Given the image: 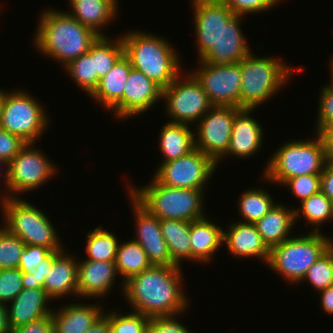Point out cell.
I'll return each instance as SVG.
<instances>
[{
	"mask_svg": "<svg viewBox=\"0 0 333 333\" xmlns=\"http://www.w3.org/2000/svg\"><path fill=\"white\" fill-rule=\"evenodd\" d=\"M281 186L289 188L299 203L320 192V174L302 175L287 179Z\"/></svg>",
	"mask_w": 333,
	"mask_h": 333,
	"instance_id": "42",
	"label": "cell"
},
{
	"mask_svg": "<svg viewBox=\"0 0 333 333\" xmlns=\"http://www.w3.org/2000/svg\"><path fill=\"white\" fill-rule=\"evenodd\" d=\"M115 266L118 276L121 277V293L124 290V282L130 277L141 273L150 268L152 263L149 261L146 252L140 244L133 240L119 242L115 258Z\"/></svg>",
	"mask_w": 333,
	"mask_h": 333,
	"instance_id": "30",
	"label": "cell"
},
{
	"mask_svg": "<svg viewBox=\"0 0 333 333\" xmlns=\"http://www.w3.org/2000/svg\"><path fill=\"white\" fill-rule=\"evenodd\" d=\"M47 273V257L36 267L31 269L30 273L26 276L27 284L36 287L43 288L45 283V277Z\"/></svg>",
	"mask_w": 333,
	"mask_h": 333,
	"instance_id": "48",
	"label": "cell"
},
{
	"mask_svg": "<svg viewBox=\"0 0 333 333\" xmlns=\"http://www.w3.org/2000/svg\"><path fill=\"white\" fill-rule=\"evenodd\" d=\"M132 69L129 59L123 55L109 73L99 80L90 94L91 99L99 103L106 111L114 113L116 119L123 121V92Z\"/></svg>",
	"mask_w": 333,
	"mask_h": 333,
	"instance_id": "23",
	"label": "cell"
},
{
	"mask_svg": "<svg viewBox=\"0 0 333 333\" xmlns=\"http://www.w3.org/2000/svg\"><path fill=\"white\" fill-rule=\"evenodd\" d=\"M26 244L0 226V269L18 268Z\"/></svg>",
	"mask_w": 333,
	"mask_h": 333,
	"instance_id": "39",
	"label": "cell"
},
{
	"mask_svg": "<svg viewBox=\"0 0 333 333\" xmlns=\"http://www.w3.org/2000/svg\"><path fill=\"white\" fill-rule=\"evenodd\" d=\"M323 86L319 92L314 132L326 137L333 130V86L330 83Z\"/></svg>",
	"mask_w": 333,
	"mask_h": 333,
	"instance_id": "40",
	"label": "cell"
},
{
	"mask_svg": "<svg viewBox=\"0 0 333 333\" xmlns=\"http://www.w3.org/2000/svg\"><path fill=\"white\" fill-rule=\"evenodd\" d=\"M305 280L315 292L333 284V251L330 248L308 269L300 284Z\"/></svg>",
	"mask_w": 333,
	"mask_h": 333,
	"instance_id": "37",
	"label": "cell"
},
{
	"mask_svg": "<svg viewBox=\"0 0 333 333\" xmlns=\"http://www.w3.org/2000/svg\"><path fill=\"white\" fill-rule=\"evenodd\" d=\"M320 191L333 202V168L328 163L320 174Z\"/></svg>",
	"mask_w": 333,
	"mask_h": 333,
	"instance_id": "49",
	"label": "cell"
},
{
	"mask_svg": "<svg viewBox=\"0 0 333 333\" xmlns=\"http://www.w3.org/2000/svg\"><path fill=\"white\" fill-rule=\"evenodd\" d=\"M190 73L202 85L212 105L240 108L242 69L237 63L213 64L197 62Z\"/></svg>",
	"mask_w": 333,
	"mask_h": 333,
	"instance_id": "13",
	"label": "cell"
},
{
	"mask_svg": "<svg viewBox=\"0 0 333 333\" xmlns=\"http://www.w3.org/2000/svg\"><path fill=\"white\" fill-rule=\"evenodd\" d=\"M237 15L258 14L279 5L282 0H219Z\"/></svg>",
	"mask_w": 333,
	"mask_h": 333,
	"instance_id": "43",
	"label": "cell"
},
{
	"mask_svg": "<svg viewBox=\"0 0 333 333\" xmlns=\"http://www.w3.org/2000/svg\"><path fill=\"white\" fill-rule=\"evenodd\" d=\"M199 59L218 40L219 30L235 14L219 0H190Z\"/></svg>",
	"mask_w": 333,
	"mask_h": 333,
	"instance_id": "16",
	"label": "cell"
},
{
	"mask_svg": "<svg viewBox=\"0 0 333 333\" xmlns=\"http://www.w3.org/2000/svg\"><path fill=\"white\" fill-rule=\"evenodd\" d=\"M93 229L85 237L87 239L85 260L115 261L119 245L116 234L102 228V225Z\"/></svg>",
	"mask_w": 333,
	"mask_h": 333,
	"instance_id": "35",
	"label": "cell"
},
{
	"mask_svg": "<svg viewBox=\"0 0 333 333\" xmlns=\"http://www.w3.org/2000/svg\"><path fill=\"white\" fill-rule=\"evenodd\" d=\"M323 313L333 316V284L318 292Z\"/></svg>",
	"mask_w": 333,
	"mask_h": 333,
	"instance_id": "50",
	"label": "cell"
},
{
	"mask_svg": "<svg viewBox=\"0 0 333 333\" xmlns=\"http://www.w3.org/2000/svg\"><path fill=\"white\" fill-rule=\"evenodd\" d=\"M71 16L99 36H107L105 28L115 21L118 15L119 0H68ZM112 22V23H111ZM105 27V28H103Z\"/></svg>",
	"mask_w": 333,
	"mask_h": 333,
	"instance_id": "26",
	"label": "cell"
},
{
	"mask_svg": "<svg viewBox=\"0 0 333 333\" xmlns=\"http://www.w3.org/2000/svg\"><path fill=\"white\" fill-rule=\"evenodd\" d=\"M160 226L171 259L178 266H182L186 260L191 262L190 222L163 219L160 220Z\"/></svg>",
	"mask_w": 333,
	"mask_h": 333,
	"instance_id": "31",
	"label": "cell"
},
{
	"mask_svg": "<svg viewBox=\"0 0 333 333\" xmlns=\"http://www.w3.org/2000/svg\"><path fill=\"white\" fill-rule=\"evenodd\" d=\"M64 69L72 82L88 96L99 83L100 79L95 72L94 59L89 52L71 61Z\"/></svg>",
	"mask_w": 333,
	"mask_h": 333,
	"instance_id": "36",
	"label": "cell"
},
{
	"mask_svg": "<svg viewBox=\"0 0 333 333\" xmlns=\"http://www.w3.org/2000/svg\"><path fill=\"white\" fill-rule=\"evenodd\" d=\"M80 302V303H78ZM101 303L92 302L85 304L80 300L71 304L61 305L58 310L53 308L54 333H86L107 309ZM105 309V310H104ZM55 310V311H54Z\"/></svg>",
	"mask_w": 333,
	"mask_h": 333,
	"instance_id": "25",
	"label": "cell"
},
{
	"mask_svg": "<svg viewBox=\"0 0 333 333\" xmlns=\"http://www.w3.org/2000/svg\"><path fill=\"white\" fill-rule=\"evenodd\" d=\"M0 333H11L8 324V309L6 304L0 303Z\"/></svg>",
	"mask_w": 333,
	"mask_h": 333,
	"instance_id": "52",
	"label": "cell"
},
{
	"mask_svg": "<svg viewBox=\"0 0 333 333\" xmlns=\"http://www.w3.org/2000/svg\"><path fill=\"white\" fill-rule=\"evenodd\" d=\"M216 170L217 163L195 148L185 156L159 164L153 177L164 186L206 190Z\"/></svg>",
	"mask_w": 333,
	"mask_h": 333,
	"instance_id": "12",
	"label": "cell"
},
{
	"mask_svg": "<svg viewBox=\"0 0 333 333\" xmlns=\"http://www.w3.org/2000/svg\"><path fill=\"white\" fill-rule=\"evenodd\" d=\"M2 166H4V167H2ZM7 166H8V164H6L3 160H1L0 159V167H2V168H0L1 170H0V179L1 180H3V181H1L2 182V186H4L5 188L1 191L3 194H0V196H1V200L2 199H4V198H6V186H7ZM3 170V171H2ZM2 173H3V175H2ZM0 182V183H1Z\"/></svg>",
	"mask_w": 333,
	"mask_h": 333,
	"instance_id": "53",
	"label": "cell"
},
{
	"mask_svg": "<svg viewBox=\"0 0 333 333\" xmlns=\"http://www.w3.org/2000/svg\"><path fill=\"white\" fill-rule=\"evenodd\" d=\"M40 14L32 45L39 53L62 63L61 68L87 53L99 37L66 10L49 7Z\"/></svg>",
	"mask_w": 333,
	"mask_h": 333,
	"instance_id": "2",
	"label": "cell"
},
{
	"mask_svg": "<svg viewBox=\"0 0 333 333\" xmlns=\"http://www.w3.org/2000/svg\"><path fill=\"white\" fill-rule=\"evenodd\" d=\"M256 109L241 108L234 115V122L232 125V134L226 154L217 162V166L228 155L231 158H250L254 154H257L264 144L263 127L259 120L255 119L252 115ZM260 149V150H259Z\"/></svg>",
	"mask_w": 333,
	"mask_h": 333,
	"instance_id": "20",
	"label": "cell"
},
{
	"mask_svg": "<svg viewBox=\"0 0 333 333\" xmlns=\"http://www.w3.org/2000/svg\"><path fill=\"white\" fill-rule=\"evenodd\" d=\"M116 277H118V273L115 261L80 259L77 261L78 299H96L97 301L106 298L113 291L116 279H119Z\"/></svg>",
	"mask_w": 333,
	"mask_h": 333,
	"instance_id": "19",
	"label": "cell"
},
{
	"mask_svg": "<svg viewBox=\"0 0 333 333\" xmlns=\"http://www.w3.org/2000/svg\"><path fill=\"white\" fill-rule=\"evenodd\" d=\"M224 230L223 244L229 254L235 258H255L264 261L265 265L270 258V249L263 242L254 223H244L236 220L227 224Z\"/></svg>",
	"mask_w": 333,
	"mask_h": 333,
	"instance_id": "21",
	"label": "cell"
},
{
	"mask_svg": "<svg viewBox=\"0 0 333 333\" xmlns=\"http://www.w3.org/2000/svg\"><path fill=\"white\" fill-rule=\"evenodd\" d=\"M245 16L234 14L219 30L218 40L199 59L198 62L227 64L240 62L252 50L246 34L241 29Z\"/></svg>",
	"mask_w": 333,
	"mask_h": 333,
	"instance_id": "17",
	"label": "cell"
},
{
	"mask_svg": "<svg viewBox=\"0 0 333 333\" xmlns=\"http://www.w3.org/2000/svg\"><path fill=\"white\" fill-rule=\"evenodd\" d=\"M328 151H333V130L325 137Z\"/></svg>",
	"mask_w": 333,
	"mask_h": 333,
	"instance_id": "54",
	"label": "cell"
},
{
	"mask_svg": "<svg viewBox=\"0 0 333 333\" xmlns=\"http://www.w3.org/2000/svg\"><path fill=\"white\" fill-rule=\"evenodd\" d=\"M11 333H54L52 315L19 326L11 330Z\"/></svg>",
	"mask_w": 333,
	"mask_h": 333,
	"instance_id": "47",
	"label": "cell"
},
{
	"mask_svg": "<svg viewBox=\"0 0 333 333\" xmlns=\"http://www.w3.org/2000/svg\"><path fill=\"white\" fill-rule=\"evenodd\" d=\"M35 144L27 143L8 163L6 197H20V194L36 191L56 176L57 166Z\"/></svg>",
	"mask_w": 333,
	"mask_h": 333,
	"instance_id": "11",
	"label": "cell"
},
{
	"mask_svg": "<svg viewBox=\"0 0 333 333\" xmlns=\"http://www.w3.org/2000/svg\"><path fill=\"white\" fill-rule=\"evenodd\" d=\"M120 36L124 55L132 68L142 72L162 89L169 86L185 69L181 67V55L167 38L140 29L123 35L120 33Z\"/></svg>",
	"mask_w": 333,
	"mask_h": 333,
	"instance_id": "3",
	"label": "cell"
},
{
	"mask_svg": "<svg viewBox=\"0 0 333 333\" xmlns=\"http://www.w3.org/2000/svg\"><path fill=\"white\" fill-rule=\"evenodd\" d=\"M162 90L142 72L132 68L123 92V120L153 109L156 102L162 101Z\"/></svg>",
	"mask_w": 333,
	"mask_h": 333,
	"instance_id": "22",
	"label": "cell"
},
{
	"mask_svg": "<svg viewBox=\"0 0 333 333\" xmlns=\"http://www.w3.org/2000/svg\"><path fill=\"white\" fill-rule=\"evenodd\" d=\"M331 62H329V71H330V84L333 86V56H332V59L330 60Z\"/></svg>",
	"mask_w": 333,
	"mask_h": 333,
	"instance_id": "56",
	"label": "cell"
},
{
	"mask_svg": "<svg viewBox=\"0 0 333 333\" xmlns=\"http://www.w3.org/2000/svg\"><path fill=\"white\" fill-rule=\"evenodd\" d=\"M116 36L113 38L99 36L88 51L92 59H94L95 72H97L99 79L109 73L124 55V45L121 36L120 34Z\"/></svg>",
	"mask_w": 333,
	"mask_h": 333,
	"instance_id": "34",
	"label": "cell"
},
{
	"mask_svg": "<svg viewBox=\"0 0 333 333\" xmlns=\"http://www.w3.org/2000/svg\"><path fill=\"white\" fill-rule=\"evenodd\" d=\"M314 136L307 140L283 142L269 156L265 169H262V181L281 186L293 177L321 174L327 164V142L319 133Z\"/></svg>",
	"mask_w": 333,
	"mask_h": 333,
	"instance_id": "4",
	"label": "cell"
},
{
	"mask_svg": "<svg viewBox=\"0 0 333 333\" xmlns=\"http://www.w3.org/2000/svg\"><path fill=\"white\" fill-rule=\"evenodd\" d=\"M27 285V278L19 269H0V303L9 304Z\"/></svg>",
	"mask_w": 333,
	"mask_h": 333,
	"instance_id": "41",
	"label": "cell"
},
{
	"mask_svg": "<svg viewBox=\"0 0 333 333\" xmlns=\"http://www.w3.org/2000/svg\"><path fill=\"white\" fill-rule=\"evenodd\" d=\"M158 137V149L163 154L161 163L178 159L195 149V128L187 124L167 121Z\"/></svg>",
	"mask_w": 333,
	"mask_h": 333,
	"instance_id": "29",
	"label": "cell"
},
{
	"mask_svg": "<svg viewBox=\"0 0 333 333\" xmlns=\"http://www.w3.org/2000/svg\"><path fill=\"white\" fill-rule=\"evenodd\" d=\"M329 248L333 251V239L331 237L329 239Z\"/></svg>",
	"mask_w": 333,
	"mask_h": 333,
	"instance_id": "58",
	"label": "cell"
},
{
	"mask_svg": "<svg viewBox=\"0 0 333 333\" xmlns=\"http://www.w3.org/2000/svg\"><path fill=\"white\" fill-rule=\"evenodd\" d=\"M26 200L21 197L0 200L1 225L26 245L44 246L51 251L65 250L50 217Z\"/></svg>",
	"mask_w": 333,
	"mask_h": 333,
	"instance_id": "7",
	"label": "cell"
},
{
	"mask_svg": "<svg viewBox=\"0 0 333 333\" xmlns=\"http://www.w3.org/2000/svg\"><path fill=\"white\" fill-rule=\"evenodd\" d=\"M287 207L283 203H276L267 214L254 223L269 249L281 244L293 234V227L295 229L296 226L294 207Z\"/></svg>",
	"mask_w": 333,
	"mask_h": 333,
	"instance_id": "28",
	"label": "cell"
},
{
	"mask_svg": "<svg viewBox=\"0 0 333 333\" xmlns=\"http://www.w3.org/2000/svg\"><path fill=\"white\" fill-rule=\"evenodd\" d=\"M27 144L21 137L0 128V159L10 163Z\"/></svg>",
	"mask_w": 333,
	"mask_h": 333,
	"instance_id": "45",
	"label": "cell"
},
{
	"mask_svg": "<svg viewBox=\"0 0 333 333\" xmlns=\"http://www.w3.org/2000/svg\"><path fill=\"white\" fill-rule=\"evenodd\" d=\"M75 256L77 255H71L67 249L52 251L47 256V273L43 289L53 301L61 300V298H67L68 296L71 298V295L78 297V258Z\"/></svg>",
	"mask_w": 333,
	"mask_h": 333,
	"instance_id": "18",
	"label": "cell"
},
{
	"mask_svg": "<svg viewBox=\"0 0 333 333\" xmlns=\"http://www.w3.org/2000/svg\"><path fill=\"white\" fill-rule=\"evenodd\" d=\"M240 109L213 105L194 126L195 148L217 163L228 151L234 115Z\"/></svg>",
	"mask_w": 333,
	"mask_h": 333,
	"instance_id": "14",
	"label": "cell"
},
{
	"mask_svg": "<svg viewBox=\"0 0 333 333\" xmlns=\"http://www.w3.org/2000/svg\"><path fill=\"white\" fill-rule=\"evenodd\" d=\"M7 91L8 90L5 91L4 89L0 88V115L2 113L3 104H4V100H5Z\"/></svg>",
	"mask_w": 333,
	"mask_h": 333,
	"instance_id": "55",
	"label": "cell"
},
{
	"mask_svg": "<svg viewBox=\"0 0 333 333\" xmlns=\"http://www.w3.org/2000/svg\"><path fill=\"white\" fill-rule=\"evenodd\" d=\"M188 70L162 90V100L168 121L195 126L213 105L202 85Z\"/></svg>",
	"mask_w": 333,
	"mask_h": 333,
	"instance_id": "10",
	"label": "cell"
},
{
	"mask_svg": "<svg viewBox=\"0 0 333 333\" xmlns=\"http://www.w3.org/2000/svg\"><path fill=\"white\" fill-rule=\"evenodd\" d=\"M39 101L21 87L7 91L0 115V128L27 143H37L52 122Z\"/></svg>",
	"mask_w": 333,
	"mask_h": 333,
	"instance_id": "9",
	"label": "cell"
},
{
	"mask_svg": "<svg viewBox=\"0 0 333 333\" xmlns=\"http://www.w3.org/2000/svg\"><path fill=\"white\" fill-rule=\"evenodd\" d=\"M183 266L152 265L124 282V300L130 310L147 317L173 315L188 310Z\"/></svg>",
	"mask_w": 333,
	"mask_h": 333,
	"instance_id": "1",
	"label": "cell"
},
{
	"mask_svg": "<svg viewBox=\"0 0 333 333\" xmlns=\"http://www.w3.org/2000/svg\"><path fill=\"white\" fill-rule=\"evenodd\" d=\"M109 311L97 321L86 333H109Z\"/></svg>",
	"mask_w": 333,
	"mask_h": 333,
	"instance_id": "51",
	"label": "cell"
},
{
	"mask_svg": "<svg viewBox=\"0 0 333 333\" xmlns=\"http://www.w3.org/2000/svg\"><path fill=\"white\" fill-rule=\"evenodd\" d=\"M51 252L44 246L26 245L18 268L27 276L32 267L36 268Z\"/></svg>",
	"mask_w": 333,
	"mask_h": 333,
	"instance_id": "46",
	"label": "cell"
},
{
	"mask_svg": "<svg viewBox=\"0 0 333 333\" xmlns=\"http://www.w3.org/2000/svg\"><path fill=\"white\" fill-rule=\"evenodd\" d=\"M327 235L313 231L292 235L270 249L268 268L280 274L287 285H299L308 269L329 249Z\"/></svg>",
	"mask_w": 333,
	"mask_h": 333,
	"instance_id": "8",
	"label": "cell"
},
{
	"mask_svg": "<svg viewBox=\"0 0 333 333\" xmlns=\"http://www.w3.org/2000/svg\"><path fill=\"white\" fill-rule=\"evenodd\" d=\"M207 217L190 222L191 261L197 264L211 262L223 245L224 229Z\"/></svg>",
	"mask_w": 333,
	"mask_h": 333,
	"instance_id": "27",
	"label": "cell"
},
{
	"mask_svg": "<svg viewBox=\"0 0 333 333\" xmlns=\"http://www.w3.org/2000/svg\"><path fill=\"white\" fill-rule=\"evenodd\" d=\"M133 216L135 218L137 241L147 254L152 265L172 266L177 265L170 256L167 244L162 235L160 219L145 209L128 191Z\"/></svg>",
	"mask_w": 333,
	"mask_h": 333,
	"instance_id": "15",
	"label": "cell"
},
{
	"mask_svg": "<svg viewBox=\"0 0 333 333\" xmlns=\"http://www.w3.org/2000/svg\"><path fill=\"white\" fill-rule=\"evenodd\" d=\"M254 54L251 51L239 62L242 69L240 108L257 109L263 102L273 99L296 71L278 56Z\"/></svg>",
	"mask_w": 333,
	"mask_h": 333,
	"instance_id": "6",
	"label": "cell"
},
{
	"mask_svg": "<svg viewBox=\"0 0 333 333\" xmlns=\"http://www.w3.org/2000/svg\"><path fill=\"white\" fill-rule=\"evenodd\" d=\"M50 301L53 303L43 288L27 284L15 299L6 305L11 330L52 314L53 308L48 306Z\"/></svg>",
	"mask_w": 333,
	"mask_h": 333,
	"instance_id": "24",
	"label": "cell"
},
{
	"mask_svg": "<svg viewBox=\"0 0 333 333\" xmlns=\"http://www.w3.org/2000/svg\"><path fill=\"white\" fill-rule=\"evenodd\" d=\"M299 207H294L295 222L301 217L306 220V225H312L309 231L321 232V225L329 220L333 221V202L321 191L302 201ZM313 227V228H312Z\"/></svg>",
	"mask_w": 333,
	"mask_h": 333,
	"instance_id": "32",
	"label": "cell"
},
{
	"mask_svg": "<svg viewBox=\"0 0 333 333\" xmlns=\"http://www.w3.org/2000/svg\"><path fill=\"white\" fill-rule=\"evenodd\" d=\"M149 317L130 310L121 313L117 309L109 310V333H147Z\"/></svg>",
	"mask_w": 333,
	"mask_h": 333,
	"instance_id": "38",
	"label": "cell"
},
{
	"mask_svg": "<svg viewBox=\"0 0 333 333\" xmlns=\"http://www.w3.org/2000/svg\"><path fill=\"white\" fill-rule=\"evenodd\" d=\"M187 311L180 312L173 315H164L150 317L147 327V333H193L187 326L183 325L178 316ZM180 321V322H179Z\"/></svg>",
	"mask_w": 333,
	"mask_h": 333,
	"instance_id": "44",
	"label": "cell"
},
{
	"mask_svg": "<svg viewBox=\"0 0 333 333\" xmlns=\"http://www.w3.org/2000/svg\"><path fill=\"white\" fill-rule=\"evenodd\" d=\"M153 179V180H152ZM128 184V192L152 215L160 220L195 221L208 216L205 190L175 188L160 184L154 177L141 187Z\"/></svg>",
	"mask_w": 333,
	"mask_h": 333,
	"instance_id": "5",
	"label": "cell"
},
{
	"mask_svg": "<svg viewBox=\"0 0 333 333\" xmlns=\"http://www.w3.org/2000/svg\"><path fill=\"white\" fill-rule=\"evenodd\" d=\"M327 163L333 168V151L327 152Z\"/></svg>",
	"mask_w": 333,
	"mask_h": 333,
	"instance_id": "57",
	"label": "cell"
},
{
	"mask_svg": "<svg viewBox=\"0 0 333 333\" xmlns=\"http://www.w3.org/2000/svg\"><path fill=\"white\" fill-rule=\"evenodd\" d=\"M237 205L240 222L255 223L267 214L276 204L273 196L263 187L249 188L238 197Z\"/></svg>",
	"mask_w": 333,
	"mask_h": 333,
	"instance_id": "33",
	"label": "cell"
}]
</instances>
